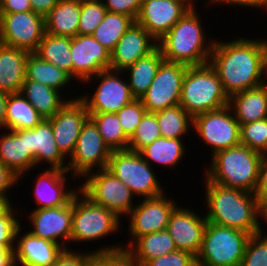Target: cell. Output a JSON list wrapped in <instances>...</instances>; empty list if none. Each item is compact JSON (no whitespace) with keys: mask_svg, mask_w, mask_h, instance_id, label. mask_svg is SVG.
I'll return each instance as SVG.
<instances>
[{"mask_svg":"<svg viewBox=\"0 0 267 266\" xmlns=\"http://www.w3.org/2000/svg\"><path fill=\"white\" fill-rule=\"evenodd\" d=\"M266 57V39L239 37L229 42L215 40L209 64L217 72L224 92L230 97L265 83Z\"/></svg>","mask_w":267,"mask_h":266,"instance_id":"cell-1","label":"cell"},{"mask_svg":"<svg viewBox=\"0 0 267 266\" xmlns=\"http://www.w3.org/2000/svg\"><path fill=\"white\" fill-rule=\"evenodd\" d=\"M204 178L205 218L208 222L251 235L262 231L260 221H265L266 213L261 209L254 193L223 187Z\"/></svg>","mask_w":267,"mask_h":266,"instance_id":"cell-2","label":"cell"},{"mask_svg":"<svg viewBox=\"0 0 267 266\" xmlns=\"http://www.w3.org/2000/svg\"><path fill=\"white\" fill-rule=\"evenodd\" d=\"M196 11L195 6L192 7L157 41V47L165 61L187 66L209 63L215 40L205 37L201 19Z\"/></svg>","mask_w":267,"mask_h":266,"instance_id":"cell-3","label":"cell"},{"mask_svg":"<svg viewBox=\"0 0 267 266\" xmlns=\"http://www.w3.org/2000/svg\"><path fill=\"white\" fill-rule=\"evenodd\" d=\"M205 177L220 186L254 193L263 154L238 145L216 152Z\"/></svg>","mask_w":267,"mask_h":266,"instance_id":"cell-4","label":"cell"},{"mask_svg":"<svg viewBox=\"0 0 267 266\" xmlns=\"http://www.w3.org/2000/svg\"><path fill=\"white\" fill-rule=\"evenodd\" d=\"M229 97L215 69L209 64L188 66L179 105L193 118L228 106Z\"/></svg>","mask_w":267,"mask_h":266,"instance_id":"cell-5","label":"cell"},{"mask_svg":"<svg viewBox=\"0 0 267 266\" xmlns=\"http://www.w3.org/2000/svg\"><path fill=\"white\" fill-rule=\"evenodd\" d=\"M251 234L207 222L197 266H241Z\"/></svg>","mask_w":267,"mask_h":266,"instance_id":"cell-6","label":"cell"},{"mask_svg":"<svg viewBox=\"0 0 267 266\" xmlns=\"http://www.w3.org/2000/svg\"><path fill=\"white\" fill-rule=\"evenodd\" d=\"M120 223V218L112 211L95 204L79 190L73 197L70 243L102 239L121 229Z\"/></svg>","mask_w":267,"mask_h":266,"instance_id":"cell-7","label":"cell"},{"mask_svg":"<svg viewBox=\"0 0 267 266\" xmlns=\"http://www.w3.org/2000/svg\"><path fill=\"white\" fill-rule=\"evenodd\" d=\"M140 152L131 150L112 151L107 169L124 182L136 197L159 196L165 191L160 186L157 176Z\"/></svg>","mask_w":267,"mask_h":266,"instance_id":"cell-8","label":"cell"},{"mask_svg":"<svg viewBox=\"0 0 267 266\" xmlns=\"http://www.w3.org/2000/svg\"><path fill=\"white\" fill-rule=\"evenodd\" d=\"M79 190L92 202L112 211L120 219L136 205L133 204L131 190L107 168L96 172L94 169V173L86 175Z\"/></svg>","mask_w":267,"mask_h":266,"instance_id":"cell-9","label":"cell"},{"mask_svg":"<svg viewBox=\"0 0 267 266\" xmlns=\"http://www.w3.org/2000/svg\"><path fill=\"white\" fill-rule=\"evenodd\" d=\"M112 151L105 144L97 125L89 117L83 124L72 155L69 157L67 171L78 178L89 173L105 169L108 166Z\"/></svg>","mask_w":267,"mask_h":266,"instance_id":"cell-10","label":"cell"},{"mask_svg":"<svg viewBox=\"0 0 267 266\" xmlns=\"http://www.w3.org/2000/svg\"><path fill=\"white\" fill-rule=\"evenodd\" d=\"M192 128L210 145L212 155L240 145V125L229 106L194 116Z\"/></svg>","mask_w":267,"mask_h":266,"instance_id":"cell-11","label":"cell"},{"mask_svg":"<svg viewBox=\"0 0 267 266\" xmlns=\"http://www.w3.org/2000/svg\"><path fill=\"white\" fill-rule=\"evenodd\" d=\"M187 67L165 60L160 64L150 87L140 98L147 112L156 113L179 105Z\"/></svg>","mask_w":267,"mask_h":266,"instance_id":"cell-12","label":"cell"},{"mask_svg":"<svg viewBox=\"0 0 267 266\" xmlns=\"http://www.w3.org/2000/svg\"><path fill=\"white\" fill-rule=\"evenodd\" d=\"M45 33V17L33 11L0 13L1 43L32 53Z\"/></svg>","mask_w":267,"mask_h":266,"instance_id":"cell-13","label":"cell"},{"mask_svg":"<svg viewBox=\"0 0 267 266\" xmlns=\"http://www.w3.org/2000/svg\"><path fill=\"white\" fill-rule=\"evenodd\" d=\"M123 71L105 70L95 77L100 83L94 94L83 93L79 98L86 105L88 113H117L125 105L135 99L132 95L128 81L121 79L119 74Z\"/></svg>","mask_w":267,"mask_h":266,"instance_id":"cell-14","label":"cell"},{"mask_svg":"<svg viewBox=\"0 0 267 266\" xmlns=\"http://www.w3.org/2000/svg\"><path fill=\"white\" fill-rule=\"evenodd\" d=\"M176 206L177 202L166 198L164 193L156 197L143 198L127 216L130 219L127 232L132 238L129 244H124L123 249L126 250L143 235L166 230L170 215Z\"/></svg>","mask_w":267,"mask_h":266,"instance_id":"cell-15","label":"cell"},{"mask_svg":"<svg viewBox=\"0 0 267 266\" xmlns=\"http://www.w3.org/2000/svg\"><path fill=\"white\" fill-rule=\"evenodd\" d=\"M72 78L84 85L98 73L110 70L111 52L92 35H76L70 43Z\"/></svg>","mask_w":267,"mask_h":266,"instance_id":"cell-16","label":"cell"},{"mask_svg":"<svg viewBox=\"0 0 267 266\" xmlns=\"http://www.w3.org/2000/svg\"><path fill=\"white\" fill-rule=\"evenodd\" d=\"M195 0H142L135 22L157 41L192 7Z\"/></svg>","mask_w":267,"mask_h":266,"instance_id":"cell-17","label":"cell"},{"mask_svg":"<svg viewBox=\"0 0 267 266\" xmlns=\"http://www.w3.org/2000/svg\"><path fill=\"white\" fill-rule=\"evenodd\" d=\"M89 117L84 102L75 97L68 99L60 110L48 119L57 147L65 157L72 155L83 124Z\"/></svg>","mask_w":267,"mask_h":266,"instance_id":"cell-18","label":"cell"},{"mask_svg":"<svg viewBox=\"0 0 267 266\" xmlns=\"http://www.w3.org/2000/svg\"><path fill=\"white\" fill-rule=\"evenodd\" d=\"M29 215L28 219L33 229L30 232L34 236L69 249L66 244L70 242L72 231L73 199L64 206L34 209Z\"/></svg>","mask_w":267,"mask_h":266,"instance_id":"cell-19","label":"cell"},{"mask_svg":"<svg viewBox=\"0 0 267 266\" xmlns=\"http://www.w3.org/2000/svg\"><path fill=\"white\" fill-rule=\"evenodd\" d=\"M207 222L205 215L201 217L188 207L176 206L170 215L166 230L177 250L189 252L197 257Z\"/></svg>","mask_w":267,"mask_h":266,"instance_id":"cell-20","label":"cell"},{"mask_svg":"<svg viewBox=\"0 0 267 266\" xmlns=\"http://www.w3.org/2000/svg\"><path fill=\"white\" fill-rule=\"evenodd\" d=\"M156 48L157 40L134 22L111 52L110 70L124 71Z\"/></svg>","mask_w":267,"mask_h":266,"instance_id":"cell-21","label":"cell"},{"mask_svg":"<svg viewBox=\"0 0 267 266\" xmlns=\"http://www.w3.org/2000/svg\"><path fill=\"white\" fill-rule=\"evenodd\" d=\"M66 173H68L67 170L47 168L37 174V179L33 182L36 185L33 194L39 206L35 209L64 206L73 199L79 188L67 190Z\"/></svg>","mask_w":267,"mask_h":266,"instance_id":"cell-22","label":"cell"},{"mask_svg":"<svg viewBox=\"0 0 267 266\" xmlns=\"http://www.w3.org/2000/svg\"><path fill=\"white\" fill-rule=\"evenodd\" d=\"M21 228L16 233L15 263L22 266H51L55 263L64 248L53 241L34 236L30 230L20 236Z\"/></svg>","mask_w":267,"mask_h":266,"instance_id":"cell-23","label":"cell"},{"mask_svg":"<svg viewBox=\"0 0 267 266\" xmlns=\"http://www.w3.org/2000/svg\"><path fill=\"white\" fill-rule=\"evenodd\" d=\"M26 144L27 149L35 156L36 167L46 162L50 165L49 168L67 170V158L57 147L48 119H43L33 129L26 130Z\"/></svg>","mask_w":267,"mask_h":266,"instance_id":"cell-24","label":"cell"},{"mask_svg":"<svg viewBox=\"0 0 267 266\" xmlns=\"http://www.w3.org/2000/svg\"><path fill=\"white\" fill-rule=\"evenodd\" d=\"M7 131L0 135V162L21 179L35 168V156L27 149L26 130Z\"/></svg>","mask_w":267,"mask_h":266,"instance_id":"cell-25","label":"cell"},{"mask_svg":"<svg viewBox=\"0 0 267 266\" xmlns=\"http://www.w3.org/2000/svg\"><path fill=\"white\" fill-rule=\"evenodd\" d=\"M29 51L0 42V91L20 93Z\"/></svg>","mask_w":267,"mask_h":266,"instance_id":"cell-26","label":"cell"},{"mask_svg":"<svg viewBox=\"0 0 267 266\" xmlns=\"http://www.w3.org/2000/svg\"><path fill=\"white\" fill-rule=\"evenodd\" d=\"M228 106L239 125L266 119L267 86L264 83L231 95Z\"/></svg>","mask_w":267,"mask_h":266,"instance_id":"cell-27","label":"cell"},{"mask_svg":"<svg viewBox=\"0 0 267 266\" xmlns=\"http://www.w3.org/2000/svg\"><path fill=\"white\" fill-rule=\"evenodd\" d=\"M177 250L167 230L153 232L137 238L125 251L128 263L143 266L147 261L156 259Z\"/></svg>","mask_w":267,"mask_h":266,"instance_id":"cell-28","label":"cell"},{"mask_svg":"<svg viewBox=\"0 0 267 266\" xmlns=\"http://www.w3.org/2000/svg\"><path fill=\"white\" fill-rule=\"evenodd\" d=\"M81 0H60L45 16V32L55 36L78 35Z\"/></svg>","mask_w":267,"mask_h":266,"instance_id":"cell-29","label":"cell"},{"mask_svg":"<svg viewBox=\"0 0 267 266\" xmlns=\"http://www.w3.org/2000/svg\"><path fill=\"white\" fill-rule=\"evenodd\" d=\"M21 93L44 119L53 117L68 101L60 91L34 80H24Z\"/></svg>","mask_w":267,"mask_h":266,"instance_id":"cell-30","label":"cell"},{"mask_svg":"<svg viewBox=\"0 0 267 266\" xmlns=\"http://www.w3.org/2000/svg\"><path fill=\"white\" fill-rule=\"evenodd\" d=\"M164 61L161 50L157 47L148 56L137 60L123 72L129 76V87L132 95L140 99L150 87L160 64Z\"/></svg>","mask_w":267,"mask_h":266,"instance_id":"cell-31","label":"cell"},{"mask_svg":"<svg viewBox=\"0 0 267 266\" xmlns=\"http://www.w3.org/2000/svg\"><path fill=\"white\" fill-rule=\"evenodd\" d=\"M43 119L21 92L8 94L5 118L6 130L33 129Z\"/></svg>","mask_w":267,"mask_h":266,"instance_id":"cell-32","label":"cell"},{"mask_svg":"<svg viewBox=\"0 0 267 266\" xmlns=\"http://www.w3.org/2000/svg\"><path fill=\"white\" fill-rule=\"evenodd\" d=\"M72 79L64 70L46 62L34 52L29 53L26 59L25 80H34L62 93L61 90L68 86Z\"/></svg>","mask_w":267,"mask_h":266,"instance_id":"cell-33","label":"cell"},{"mask_svg":"<svg viewBox=\"0 0 267 266\" xmlns=\"http://www.w3.org/2000/svg\"><path fill=\"white\" fill-rule=\"evenodd\" d=\"M181 139L160 137L144 147L140 154L148 163L173 168L179 165L182 158L184 159L186 147Z\"/></svg>","mask_w":267,"mask_h":266,"instance_id":"cell-34","label":"cell"},{"mask_svg":"<svg viewBox=\"0 0 267 266\" xmlns=\"http://www.w3.org/2000/svg\"><path fill=\"white\" fill-rule=\"evenodd\" d=\"M71 39L70 36H55L45 33L34 53L72 77Z\"/></svg>","mask_w":267,"mask_h":266,"instance_id":"cell-35","label":"cell"},{"mask_svg":"<svg viewBox=\"0 0 267 266\" xmlns=\"http://www.w3.org/2000/svg\"><path fill=\"white\" fill-rule=\"evenodd\" d=\"M135 21L127 15L107 11L104 19L92 36L106 49L112 52L120 38Z\"/></svg>","mask_w":267,"mask_h":266,"instance_id":"cell-36","label":"cell"},{"mask_svg":"<svg viewBox=\"0 0 267 266\" xmlns=\"http://www.w3.org/2000/svg\"><path fill=\"white\" fill-rule=\"evenodd\" d=\"M155 115L163 138H182L189 134L193 126V118L180 105L166 108Z\"/></svg>","mask_w":267,"mask_h":266,"instance_id":"cell-37","label":"cell"},{"mask_svg":"<svg viewBox=\"0 0 267 266\" xmlns=\"http://www.w3.org/2000/svg\"><path fill=\"white\" fill-rule=\"evenodd\" d=\"M89 115L111 151L128 149L129 138L123 132L116 113H89Z\"/></svg>","mask_w":267,"mask_h":266,"instance_id":"cell-38","label":"cell"},{"mask_svg":"<svg viewBox=\"0 0 267 266\" xmlns=\"http://www.w3.org/2000/svg\"><path fill=\"white\" fill-rule=\"evenodd\" d=\"M162 137L155 113L146 112L135 132L129 138L128 150L140 152L154 140Z\"/></svg>","mask_w":267,"mask_h":266,"instance_id":"cell-39","label":"cell"},{"mask_svg":"<svg viewBox=\"0 0 267 266\" xmlns=\"http://www.w3.org/2000/svg\"><path fill=\"white\" fill-rule=\"evenodd\" d=\"M107 12L103 0H81L78 35H92Z\"/></svg>","mask_w":267,"mask_h":266,"instance_id":"cell-40","label":"cell"},{"mask_svg":"<svg viewBox=\"0 0 267 266\" xmlns=\"http://www.w3.org/2000/svg\"><path fill=\"white\" fill-rule=\"evenodd\" d=\"M240 144L267 154V118L240 125Z\"/></svg>","mask_w":267,"mask_h":266,"instance_id":"cell-41","label":"cell"},{"mask_svg":"<svg viewBox=\"0 0 267 266\" xmlns=\"http://www.w3.org/2000/svg\"><path fill=\"white\" fill-rule=\"evenodd\" d=\"M263 233L250 236L241 266H267V235Z\"/></svg>","mask_w":267,"mask_h":266,"instance_id":"cell-42","label":"cell"},{"mask_svg":"<svg viewBox=\"0 0 267 266\" xmlns=\"http://www.w3.org/2000/svg\"><path fill=\"white\" fill-rule=\"evenodd\" d=\"M146 112L141 100L135 98L116 113L122 130L128 138L133 135Z\"/></svg>","mask_w":267,"mask_h":266,"instance_id":"cell-43","label":"cell"},{"mask_svg":"<svg viewBox=\"0 0 267 266\" xmlns=\"http://www.w3.org/2000/svg\"><path fill=\"white\" fill-rule=\"evenodd\" d=\"M12 204L0 215V243L14 250L16 233L21 224L17 219Z\"/></svg>","mask_w":267,"mask_h":266,"instance_id":"cell-44","label":"cell"},{"mask_svg":"<svg viewBox=\"0 0 267 266\" xmlns=\"http://www.w3.org/2000/svg\"><path fill=\"white\" fill-rule=\"evenodd\" d=\"M123 246L119 244L117 246L114 245H107L105 247H100V249L95 251H88L81 252L80 251H73L72 249H64L62 253L57 257L55 263L51 266H86L87 259L94 253V252H115L122 250Z\"/></svg>","mask_w":267,"mask_h":266,"instance_id":"cell-45","label":"cell"},{"mask_svg":"<svg viewBox=\"0 0 267 266\" xmlns=\"http://www.w3.org/2000/svg\"><path fill=\"white\" fill-rule=\"evenodd\" d=\"M143 266H197V263L196 257L191 253L176 250L156 259H151Z\"/></svg>","mask_w":267,"mask_h":266,"instance_id":"cell-46","label":"cell"},{"mask_svg":"<svg viewBox=\"0 0 267 266\" xmlns=\"http://www.w3.org/2000/svg\"><path fill=\"white\" fill-rule=\"evenodd\" d=\"M128 263L124 249L115 252H94L86 262V266H125Z\"/></svg>","mask_w":267,"mask_h":266,"instance_id":"cell-47","label":"cell"},{"mask_svg":"<svg viewBox=\"0 0 267 266\" xmlns=\"http://www.w3.org/2000/svg\"><path fill=\"white\" fill-rule=\"evenodd\" d=\"M107 11L130 16L134 21L139 15L142 0H103Z\"/></svg>","mask_w":267,"mask_h":266,"instance_id":"cell-48","label":"cell"},{"mask_svg":"<svg viewBox=\"0 0 267 266\" xmlns=\"http://www.w3.org/2000/svg\"><path fill=\"white\" fill-rule=\"evenodd\" d=\"M261 209L267 212V154H264L259 165L258 183L254 192Z\"/></svg>","mask_w":267,"mask_h":266,"instance_id":"cell-49","label":"cell"},{"mask_svg":"<svg viewBox=\"0 0 267 266\" xmlns=\"http://www.w3.org/2000/svg\"><path fill=\"white\" fill-rule=\"evenodd\" d=\"M17 181H19V177L0 162V196L9 200L10 196L7 192L17 184Z\"/></svg>","mask_w":267,"mask_h":266,"instance_id":"cell-50","label":"cell"},{"mask_svg":"<svg viewBox=\"0 0 267 266\" xmlns=\"http://www.w3.org/2000/svg\"><path fill=\"white\" fill-rule=\"evenodd\" d=\"M32 11L30 0H2L0 13H20Z\"/></svg>","mask_w":267,"mask_h":266,"instance_id":"cell-51","label":"cell"},{"mask_svg":"<svg viewBox=\"0 0 267 266\" xmlns=\"http://www.w3.org/2000/svg\"><path fill=\"white\" fill-rule=\"evenodd\" d=\"M210 2L213 4H232L235 6L239 5V7H254V9H262L264 7V9H267V0H209L208 3L211 4Z\"/></svg>","mask_w":267,"mask_h":266,"instance_id":"cell-52","label":"cell"},{"mask_svg":"<svg viewBox=\"0 0 267 266\" xmlns=\"http://www.w3.org/2000/svg\"><path fill=\"white\" fill-rule=\"evenodd\" d=\"M60 0H30L32 11L45 17Z\"/></svg>","mask_w":267,"mask_h":266,"instance_id":"cell-53","label":"cell"},{"mask_svg":"<svg viewBox=\"0 0 267 266\" xmlns=\"http://www.w3.org/2000/svg\"><path fill=\"white\" fill-rule=\"evenodd\" d=\"M0 266H16L14 250L0 243Z\"/></svg>","mask_w":267,"mask_h":266,"instance_id":"cell-54","label":"cell"},{"mask_svg":"<svg viewBox=\"0 0 267 266\" xmlns=\"http://www.w3.org/2000/svg\"><path fill=\"white\" fill-rule=\"evenodd\" d=\"M7 98L8 93L0 91V129H5Z\"/></svg>","mask_w":267,"mask_h":266,"instance_id":"cell-55","label":"cell"},{"mask_svg":"<svg viewBox=\"0 0 267 266\" xmlns=\"http://www.w3.org/2000/svg\"><path fill=\"white\" fill-rule=\"evenodd\" d=\"M11 203L13 202L6 197L0 196V215L11 205Z\"/></svg>","mask_w":267,"mask_h":266,"instance_id":"cell-56","label":"cell"},{"mask_svg":"<svg viewBox=\"0 0 267 266\" xmlns=\"http://www.w3.org/2000/svg\"><path fill=\"white\" fill-rule=\"evenodd\" d=\"M265 75L267 77V57H266V61H265ZM265 85L267 86V81H265Z\"/></svg>","mask_w":267,"mask_h":266,"instance_id":"cell-57","label":"cell"}]
</instances>
